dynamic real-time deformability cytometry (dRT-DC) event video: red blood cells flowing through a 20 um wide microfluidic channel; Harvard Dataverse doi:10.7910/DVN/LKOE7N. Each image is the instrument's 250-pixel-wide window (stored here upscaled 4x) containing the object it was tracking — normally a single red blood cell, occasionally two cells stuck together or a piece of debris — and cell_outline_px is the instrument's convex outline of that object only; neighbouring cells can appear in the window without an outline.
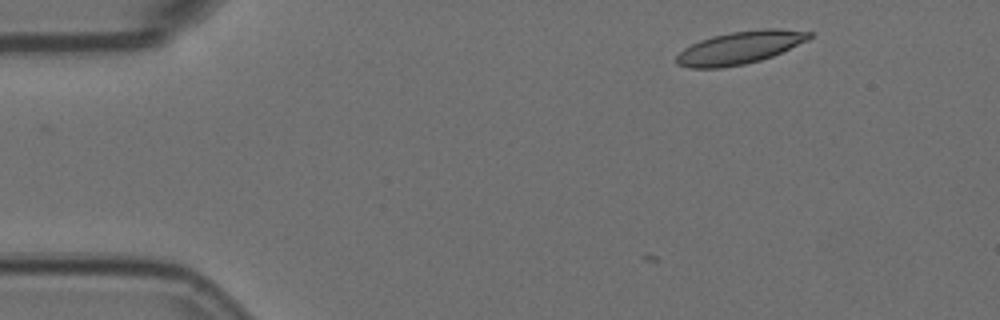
{"species": "Egyptian fruit bat (a non-hibernating species)", "species_latin": "Rousettus aegyptiacus", "temperature_condition": "room temperature", "stored_images_in_passage": 3, "camera_frame_rate_fps": 3000, "um_per_image_px": 0.085, "animal": {"sex": "female"}, "frame": {"image": 1, "passage_image": 1, "time_ms": 0.0, "image_size_px": [1000, 320], "cell_outline_px": [[812, 36], [808, 40], [772, 56], [760, 60], [744, 64], [720, 68], [688, 68], [676, 64], [676, 56], [684, 48], [700, 40], [712, 36], [732, 32], [764, 28], [776, 28], [812, 32]], "centroid_in_image_um": [62.87, 4.05], "position_along_channel_um": 22.1, "area_um2": 25.2}}
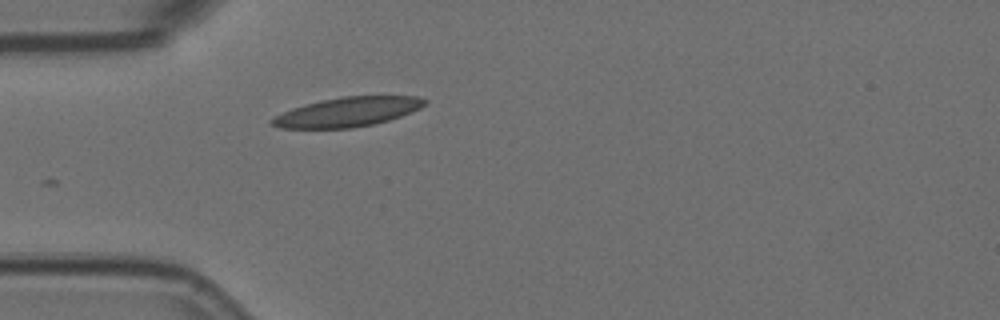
{"frame": {"image": 2, "passage_image": 3, "time_ms": 0.667, "image_size_px": [1000, 320], "cell_outline_px": [[428, 100], [420, 108], [400, 116], [388, 120], [372, 124], [352, 128], [280, 128], [272, 124], [268, 120], [292, 108], [304, 104], [320, 100], [344, 96], [416, 96]], "centroid_in_image_um": [29.52, 9.51], "position_along_channel_um": 55.5, "area_um2": 25.95}}